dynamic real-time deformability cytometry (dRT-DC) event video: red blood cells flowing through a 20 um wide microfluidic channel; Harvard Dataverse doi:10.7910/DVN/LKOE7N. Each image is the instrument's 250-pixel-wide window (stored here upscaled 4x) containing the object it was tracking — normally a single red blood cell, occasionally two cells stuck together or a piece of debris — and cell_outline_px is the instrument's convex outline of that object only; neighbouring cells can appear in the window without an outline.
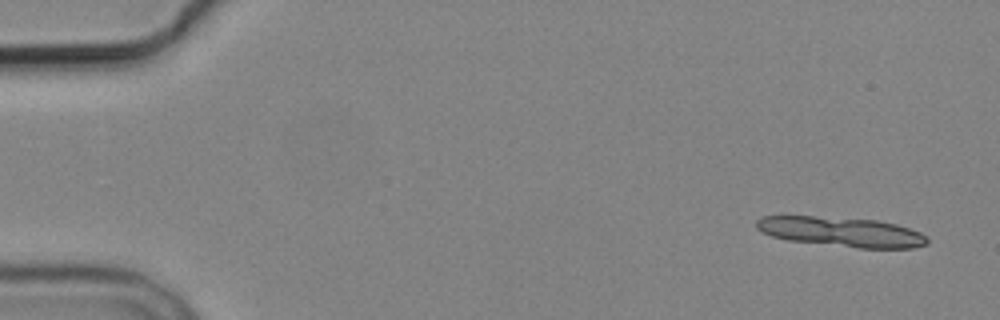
{"species": "common noctule bat (a hibernating species)", "species_latin": "Nyctalus noctula", "temperature_condition": "cold", "stored_images_in_passage": 6, "camera_frame_rate_fps": 3000, "um_per_image_px": 0.085, "animal": {"sex": "male", "body_mass_g": 19.2, "forearm_length_mm": 51.8}, "frame": {"image": 1, "passage_image": 1, "time_ms": 0.0, "image_size_px": [1000, 320], "cell_outline_px": [[928, 244], [912, 248], [860, 248], [788, 240], [772, 236], [756, 228], [756, 220], [760, 216], [812, 216], [876, 220], [896, 224], [920, 232], [928, 236]], "centroid_in_image_um": [71.54, 19.71], "position_along_channel_um": 13.5, "area_um2": 29.48}}